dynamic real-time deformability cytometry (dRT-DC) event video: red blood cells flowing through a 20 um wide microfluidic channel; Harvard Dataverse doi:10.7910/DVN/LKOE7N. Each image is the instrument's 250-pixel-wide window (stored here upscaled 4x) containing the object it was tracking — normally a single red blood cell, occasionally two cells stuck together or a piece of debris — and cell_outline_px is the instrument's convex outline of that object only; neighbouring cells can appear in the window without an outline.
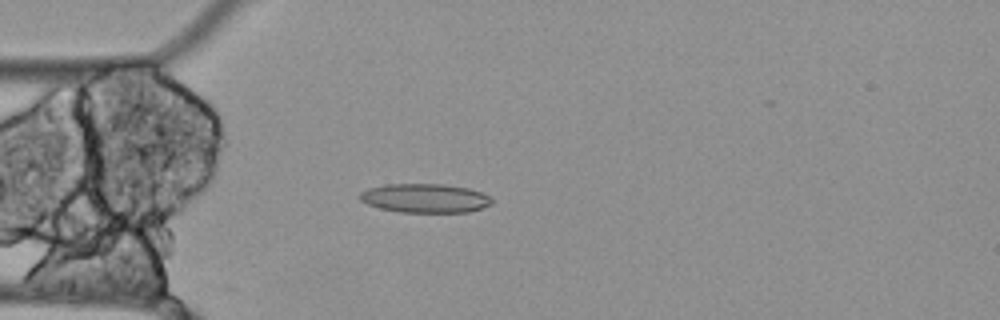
{"species": "Egyptian fruit bat (a non-hibernating species)", "species_latin": "Rousettus aegyptiacus", "temperature_condition": "cold", "stored_images_in_passage": 55, "camera_frame_rate_fps": 3000, "um_per_image_px": 0.085, "animal": {"sex": "female"}, "frame": {"image": 1, "passage_image": 14, "time_ms": 4.333, "image_size_px": [1000, 320], "cell_outline_px": [[492, 204], [468, 212], [400, 212], [380, 208], [368, 204], [360, 200], [360, 192], [368, 188], [384, 184], [444, 184], [468, 188], [480, 192], [488, 196], [492, 200]], "centroid_in_image_um": [36.1, 16.84], "position_along_channel_um": 48.9, "area_um2": 22.2}}
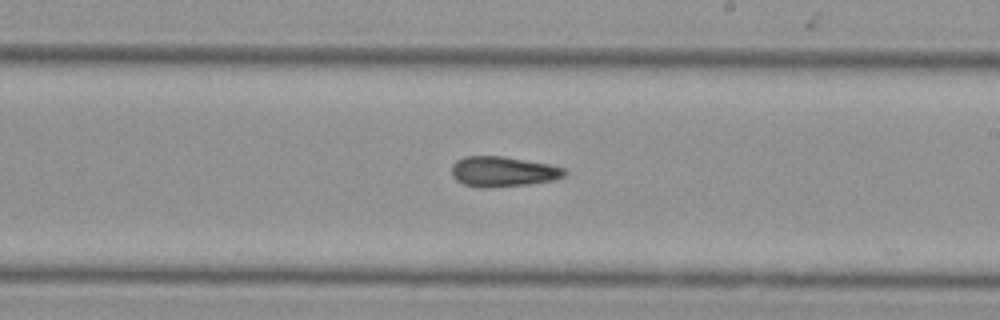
{"frame": {"image": 2, "passage_image": 31, "time_ms": 10.0, "image_size_px": [1000, 320], "cell_outline_px": [[568, 172], [564, 176], [556, 180], [528, 184], [488, 188], [480, 188], [464, 184], [456, 180], [452, 176], [452, 164], [456, 160], [464, 156], [504, 156], [548, 164], [564, 168]], "centroid_in_image_um": [42.75, 14.59], "position_along_channel_um": 246.3, "area_um2": 20.06}}
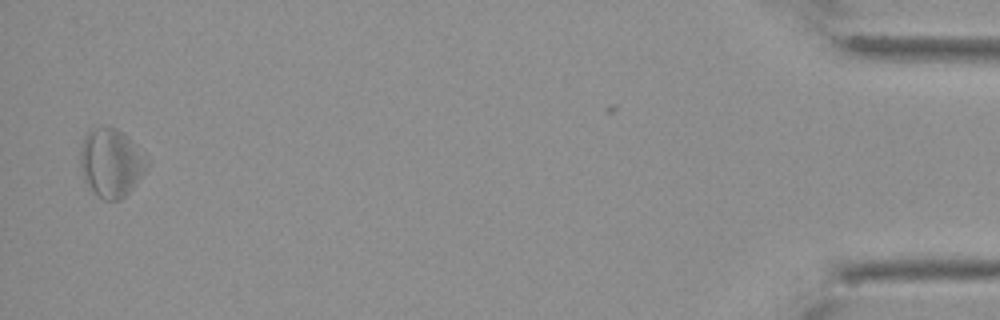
{"frame": {"image": 3, "passage_image": 54, "time_ms": 17.667, "image_size_px": [1000, 320], "cell_outline_px": [[148, 168], [136, 184], [120, 200], [104, 200], [92, 192], [84, 180], [80, 164], [80, 148], [84, 136], [92, 128], [100, 124], [104, 124], [116, 128], [128, 136], [148, 160]], "centroid_in_image_um": [9.42, 13.81], "position_along_channel_um": 425.8, "area_um2": 26.93}}